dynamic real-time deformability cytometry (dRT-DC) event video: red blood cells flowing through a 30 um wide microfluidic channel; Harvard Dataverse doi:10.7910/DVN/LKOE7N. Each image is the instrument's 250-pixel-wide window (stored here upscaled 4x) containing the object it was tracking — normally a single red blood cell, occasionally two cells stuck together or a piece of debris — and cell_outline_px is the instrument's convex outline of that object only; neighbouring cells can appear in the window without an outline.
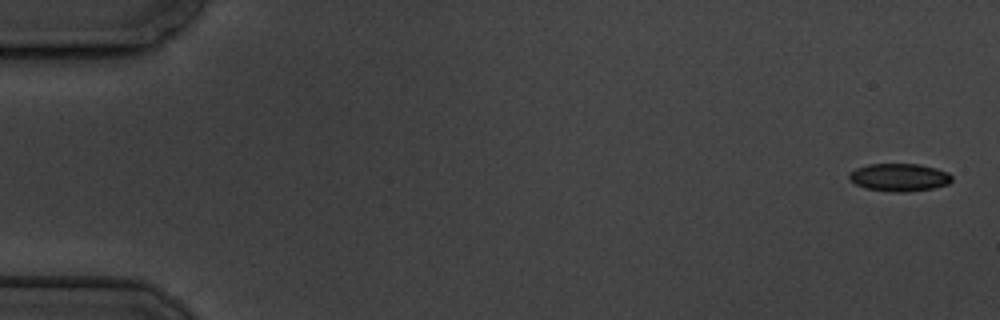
{"species": "common noctule bat (a hibernating species)", "species_latin": "Nyctalus noctula", "temperature_condition": "cold", "stored_images_in_passage": 5, "camera_frame_rate_fps": 3000, "um_per_image_px": 0.085, "animal": {"sex": "male", "body_mass_g": 19.5, "forearm_length_mm": 54.6}, "frame": {"image": 1, "passage_image": 1, "time_ms": 0.0, "image_size_px": [1000, 320], "cell_outline_px": [[952, 180], [948, 184], [932, 188], [908, 192], [892, 192], [864, 188], [856, 184], [848, 176], [848, 172], [856, 168], [868, 164], [920, 164], [936, 168], [948, 172], [952, 176]], "centroid_in_image_um": [76.43, 15.07], "position_along_channel_um": 8.6, "area_um2": 16.7}}
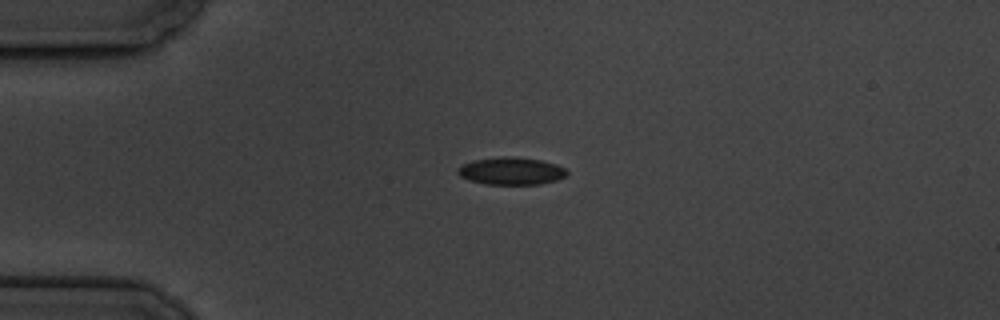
{"frame": {"image": 2, "passage_image": 4, "time_ms": 4.333, "image_size_px": [1000, 320], "cell_outline_px": [[568, 172], [564, 176], [556, 180], [540, 184], [484, 184], [468, 180], [460, 176], [456, 172], [456, 168], [472, 160], [504, 156], [512, 156], [540, 160], [556, 164], [564, 168]], "centroid_in_image_um": [43.4, 14.53], "position_along_channel_um": 41.6, "area_um2": 17.46}}